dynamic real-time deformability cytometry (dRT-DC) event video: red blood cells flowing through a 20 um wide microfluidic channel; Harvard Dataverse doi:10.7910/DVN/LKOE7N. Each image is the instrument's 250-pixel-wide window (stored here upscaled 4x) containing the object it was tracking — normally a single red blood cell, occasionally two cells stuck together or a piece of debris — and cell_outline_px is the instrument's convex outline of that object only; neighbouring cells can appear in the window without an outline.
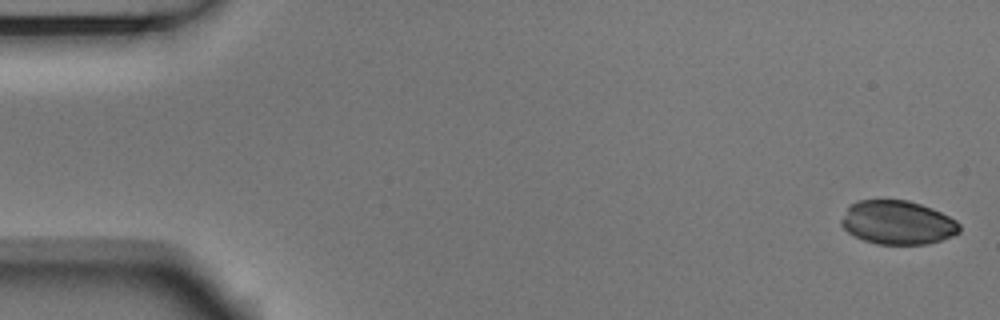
{"species": "Egyptian fruit bat (a non-hibernating species)", "species_latin": "Rousettus aegyptiacus", "temperature_condition": "room temperature", "stored_images_in_passage": 5, "camera_frame_rate_fps": 3000, "um_per_image_px": 0.085, "animal": {"sex": "male"}, "frame": {"image": 1, "passage_image": 1, "time_ms": 0.0, "image_size_px": [1000, 320], "cell_outline_px": [[960, 232], [952, 236], [940, 240], [924, 244], [876, 244], [864, 240], [848, 232], [840, 224], [840, 220], [848, 204], [856, 200], [908, 200], [932, 208], [956, 220], [960, 224]], "centroid_in_image_um": [76.26, 18.9], "position_along_channel_um": 8.7, "area_um2": 30.23}}
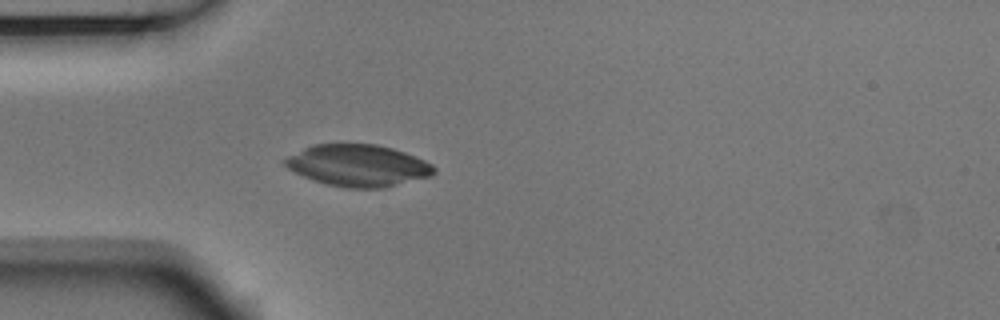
{"frame": {"image": 2, "passage_image": 5, "time_ms": 1.333, "image_size_px": [1000, 320], "cell_outline_px": [[436, 172], [432, 176], [384, 188], [344, 188], [312, 180], [288, 168], [280, 160], [312, 144], [376, 144], [392, 148], [404, 152], [424, 160], [432, 164], [436, 168]], "centroid_in_image_um": [30.44, 14.07], "position_along_channel_um": 54.6, "area_um2": 36.36}}